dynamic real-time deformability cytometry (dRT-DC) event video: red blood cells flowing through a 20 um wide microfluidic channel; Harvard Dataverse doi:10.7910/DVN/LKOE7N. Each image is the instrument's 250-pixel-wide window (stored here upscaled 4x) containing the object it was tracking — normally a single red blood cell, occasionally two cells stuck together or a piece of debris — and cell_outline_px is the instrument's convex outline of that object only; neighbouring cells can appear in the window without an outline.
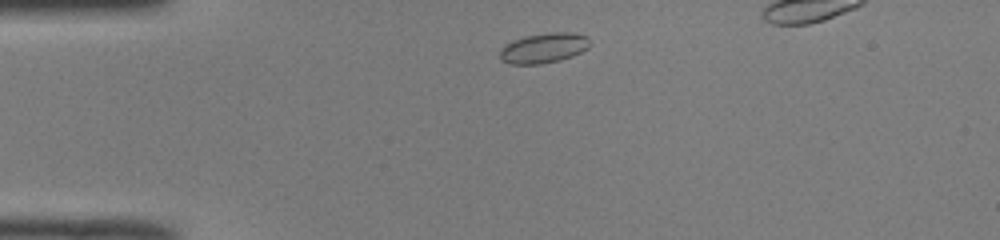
{"species": "common noctule bat (a hibernating species)", "species_latin": "Nyctalus noctula", "temperature_condition": "room temperature", "stored_images_in_passage": 36, "camera_frame_rate_fps": 3000, "um_per_image_px": 0.085, "animal": {"sex": "male", "body_mass_g": 19.0, "forearm_length_mm": 50.8}, "frame": {"image": 1, "passage_image": 2, "time_ms": 0.333, "image_size_px": [1000, 240], "cell_outline_px": [[588, 48], [572, 56], [560, 60], [540, 64], [512, 64], [500, 60], [500, 48], [504, 44], [512, 40], [524, 36], [548, 32], [572, 32], [588, 36]], "centroid_in_image_um": [46.18, 4.07], "position_along_channel_um": 38.8, "area_um2": 15.9}}
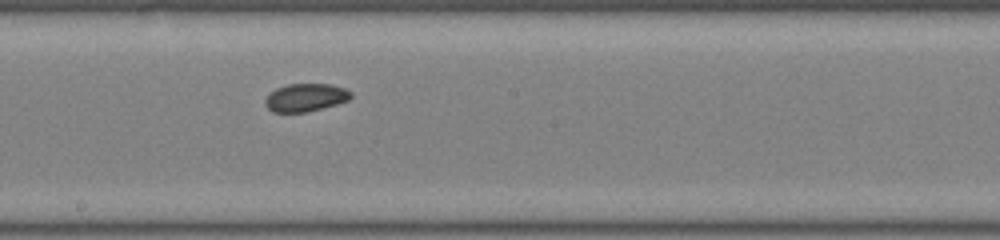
{"frame": {"image": 2, "passage_image": 18, "time_ms": 5.667, "image_size_px": [1000, 240], "cell_outline_px": [[352, 96], [348, 100], [336, 104], [304, 112], [272, 112], [264, 104], [264, 100], [276, 88], [288, 84], [332, 84], [344, 88], [352, 92]], "centroid_in_image_um": [25.97, 8.28], "position_along_channel_um": 222.2, "area_um2": 13.81}}
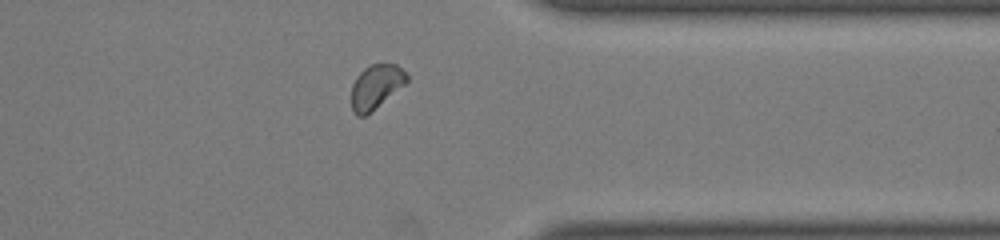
{"frame": {"image": 3, "passage_image": 30, "time_ms": 9.667, "image_size_px": [1000, 240], "cell_outline_px": [[408, 80], [404, 84], [364, 116], [356, 116], [352, 112], [352, 84], [356, 76], [364, 68], [372, 64], [396, 64], [408, 76]], "centroid_in_image_um": [31.91, 7.35], "position_along_channel_um": 379.5, "area_um2": 13.81}, "authors_computed_cell_mechanics": {"area_um2": 14.2188, "velocity_mm_per_s": 4.0685, "shape_relaxation_time_tau1_ms": null, "shape_relaxation_time_tau2_ms": 11.0327, "deformation_change_tau1": null, "deformation_change_tau2": 0.1348}}